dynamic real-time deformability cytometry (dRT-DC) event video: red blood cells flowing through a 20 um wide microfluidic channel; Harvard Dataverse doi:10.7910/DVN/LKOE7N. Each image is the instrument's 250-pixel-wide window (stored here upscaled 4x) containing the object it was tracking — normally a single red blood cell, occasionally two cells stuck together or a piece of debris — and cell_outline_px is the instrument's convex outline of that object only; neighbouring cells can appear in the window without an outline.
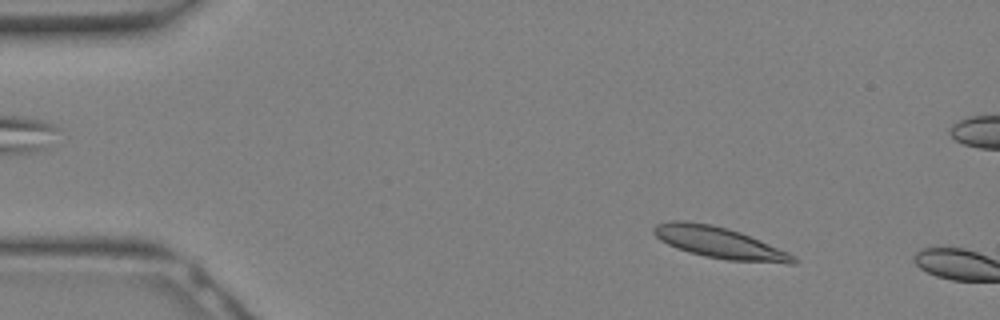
{"species": "Egyptian fruit bat (a non-hibernating species)", "species_latin": "Rousettus aegyptiacus", "temperature_condition": "warm", "stored_images_in_passage": 6, "camera_frame_rate_fps": 3000, "um_per_image_px": 0.085, "animal": {"sex": "female"}, "frame": {"image": 1, "passage_image": 4, "time_ms": 1.0, "image_size_px": [1000, 320], "cell_outline_px": [[796, 264], [788, 264], [728, 260], [704, 256], [688, 252], [676, 248], [660, 240], [652, 232], [652, 228], [656, 224], [672, 220], [684, 220], [712, 224], [740, 232], [788, 252], [796, 256]], "centroid_in_image_um": [61.13, 20.63], "position_along_channel_um": 23.9, "area_um2": 25.55}}